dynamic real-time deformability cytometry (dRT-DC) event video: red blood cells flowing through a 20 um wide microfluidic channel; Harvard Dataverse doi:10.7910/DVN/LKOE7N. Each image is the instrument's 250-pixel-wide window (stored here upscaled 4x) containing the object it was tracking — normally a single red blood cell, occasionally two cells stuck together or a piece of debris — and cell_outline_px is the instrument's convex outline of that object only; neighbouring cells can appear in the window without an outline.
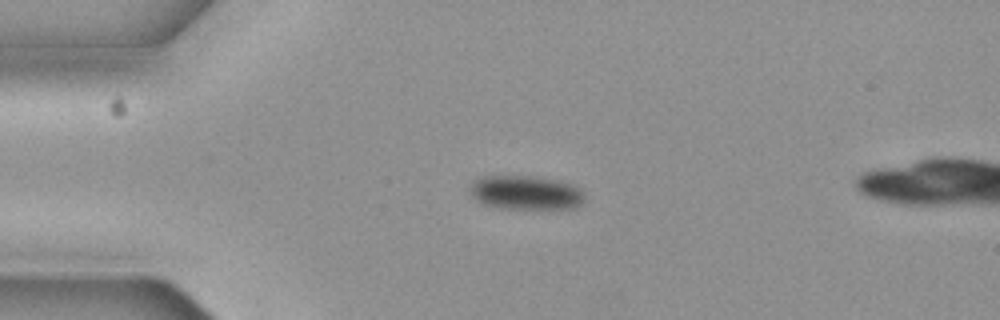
{"species": "common noctule bat (a hibernating species)", "species_latin": "Nyctalus noctula", "temperature_condition": "cold", "stored_images_in_passage": 5, "camera_frame_rate_fps": 3000, "um_per_image_px": 0.085, "animal": {"sex": "female", "body_mass_g": 19.3, "forearm_length_mm": 54.1}, "frame": {"image": 1, "passage_image": 3, "time_ms": 0.667, "image_size_px": [1000, 320], "cell_outline_px": [[584, 200], [576, 208], [500, 208], [484, 204], [476, 200], [468, 192], [468, 188], [480, 176], [532, 176], [556, 180], [572, 184], [580, 188], [584, 192]], "centroid_in_image_um": [44.68, 16.37], "position_along_channel_um": 40.3, "area_um2": 22.77}}